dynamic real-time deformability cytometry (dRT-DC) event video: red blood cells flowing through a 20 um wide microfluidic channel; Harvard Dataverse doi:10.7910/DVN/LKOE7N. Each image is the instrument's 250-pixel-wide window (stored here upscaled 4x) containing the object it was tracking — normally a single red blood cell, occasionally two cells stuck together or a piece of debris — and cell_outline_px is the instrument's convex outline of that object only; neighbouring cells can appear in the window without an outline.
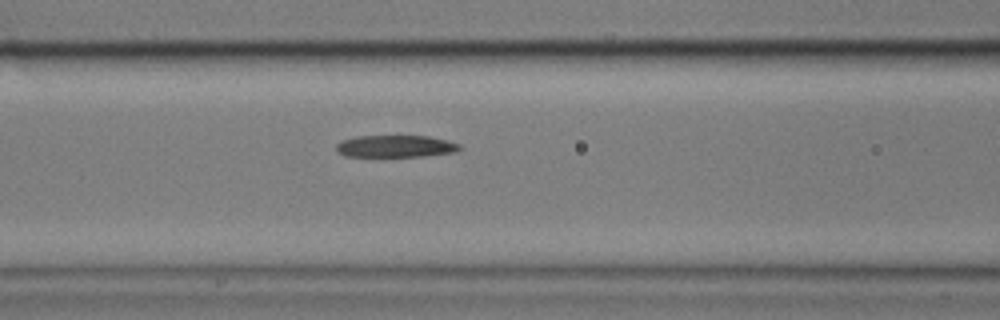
{"species": "common noctule bat (a hibernating species)", "species_latin": "Nyctalus noctula", "temperature_condition": "cold", "stored_images_in_passage": 6, "camera_frame_rate_fps": 3000, "um_per_image_px": 0.085, "animal": {"sex": "male", "body_mass_g": 17.9}, "frame": {"image": 1, "passage_image": 6, "time_ms": 1.667, "image_size_px": [1000, 320], "cell_outline_px": [[460, 148], [456, 152], [424, 156], [344, 156], [336, 148], [336, 144], [340, 140], [356, 136], [428, 136], [448, 140], [460, 144]], "centroid_in_image_um": [33.63, 12.42], "position_along_channel_um": 133.0, "area_um2": 15.84}}